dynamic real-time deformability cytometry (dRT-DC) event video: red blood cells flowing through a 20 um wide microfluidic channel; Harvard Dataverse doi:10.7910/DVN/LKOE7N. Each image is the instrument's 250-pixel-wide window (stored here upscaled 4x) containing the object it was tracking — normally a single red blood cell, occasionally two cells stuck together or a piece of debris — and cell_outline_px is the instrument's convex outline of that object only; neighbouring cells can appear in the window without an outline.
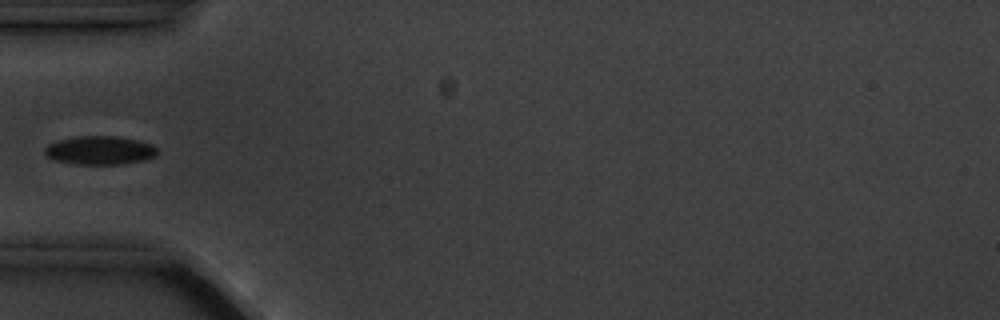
{"species": "common noctule bat (a hibernating species)", "species_latin": "Nyctalus noctula", "temperature_condition": "cold", "stored_images_in_passage": 10, "camera_frame_rate_fps": 3000, "um_per_image_px": 0.085, "animal": {"sex": "male", "body_mass_g": 20.1, "forearm_length_mm": 53.5}, "frame": {"image": 1, "passage_image": 4, "time_ms": 3.667, "image_size_px": [1000, 320], "cell_outline_px": [[156, 156], [144, 160], [124, 164], [76, 164], [52, 160], [44, 152], [44, 148], [48, 144], [56, 140], [76, 136], [112, 136], [136, 140], [152, 144], [156, 148]], "centroid_in_image_um": [8.44, 12.78], "position_along_channel_um": 76.6, "area_um2": 18.79}}